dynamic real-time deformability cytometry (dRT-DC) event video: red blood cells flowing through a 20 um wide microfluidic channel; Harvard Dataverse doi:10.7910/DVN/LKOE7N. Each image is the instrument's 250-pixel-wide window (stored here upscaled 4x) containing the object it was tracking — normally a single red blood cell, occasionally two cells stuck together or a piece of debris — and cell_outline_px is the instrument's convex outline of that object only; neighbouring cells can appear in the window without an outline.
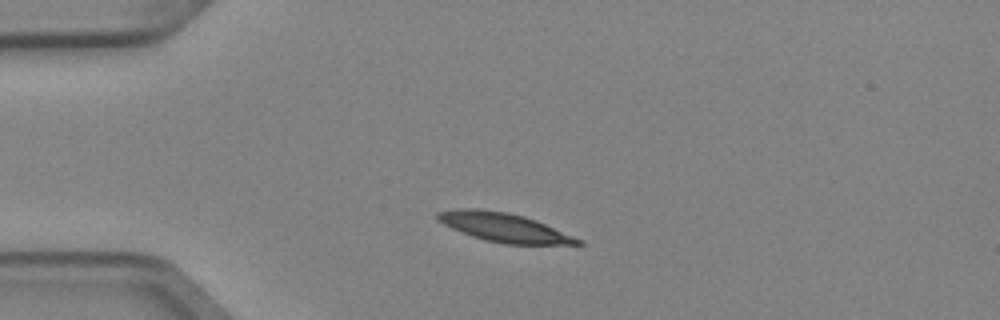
{"species": "Egyptian fruit bat (a non-hibernating species)", "species_latin": "Rousettus aegyptiacus", "temperature_condition": "cold", "stored_images_in_passage": 3, "camera_frame_rate_fps": 3000, "um_per_image_px": 0.085, "animal": {"sex": "female"}, "frame": {"image": 1, "passage_image": 2, "time_ms": 0.333, "image_size_px": [1000, 320], "cell_outline_px": [[584, 244], [504, 244], [484, 240], [472, 236], [452, 228], [436, 220], [436, 212], [456, 208], [476, 208], [504, 212], [524, 216], [536, 220], [584, 240]], "centroid_in_image_um": [42.83, 19.33], "position_along_channel_um": 42.2, "area_um2": 23.58}}